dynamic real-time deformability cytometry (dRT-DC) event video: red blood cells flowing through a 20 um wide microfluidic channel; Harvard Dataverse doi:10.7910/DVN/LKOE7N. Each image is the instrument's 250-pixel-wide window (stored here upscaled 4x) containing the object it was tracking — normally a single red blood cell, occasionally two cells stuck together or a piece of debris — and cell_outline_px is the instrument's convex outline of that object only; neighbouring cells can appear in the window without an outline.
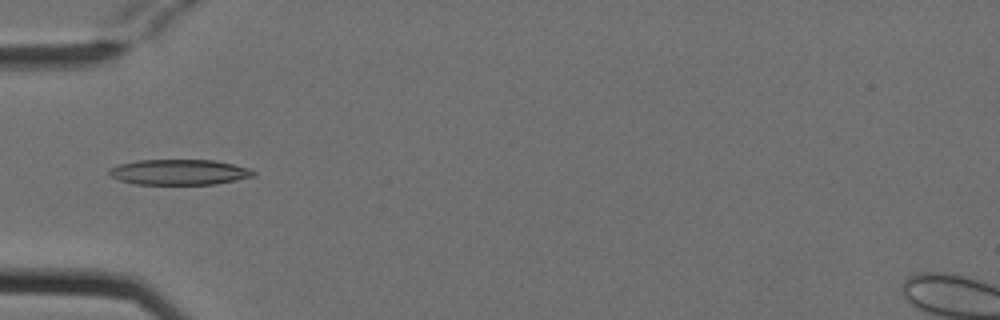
{"species": "Egyptian fruit bat (a non-hibernating species)", "species_latin": "Rousettus aegyptiacus", "temperature_condition": "cold", "stored_images_in_passage": 5, "camera_frame_rate_fps": 3000, "um_per_image_px": 0.085, "animal": {"sex": "female"}, "frame": {"image": 1, "passage_image": 5, "time_ms": 1.333, "image_size_px": [1000, 320], "cell_outline_px": [[256, 176], [216, 184], [136, 184], [120, 180], [112, 176], [108, 172], [108, 168], [120, 164], [136, 160], [212, 160], [232, 164], [248, 168], [256, 172]], "centroid_in_image_um": [15.24, 14.63], "position_along_channel_um": 69.8, "area_um2": 21.33}}